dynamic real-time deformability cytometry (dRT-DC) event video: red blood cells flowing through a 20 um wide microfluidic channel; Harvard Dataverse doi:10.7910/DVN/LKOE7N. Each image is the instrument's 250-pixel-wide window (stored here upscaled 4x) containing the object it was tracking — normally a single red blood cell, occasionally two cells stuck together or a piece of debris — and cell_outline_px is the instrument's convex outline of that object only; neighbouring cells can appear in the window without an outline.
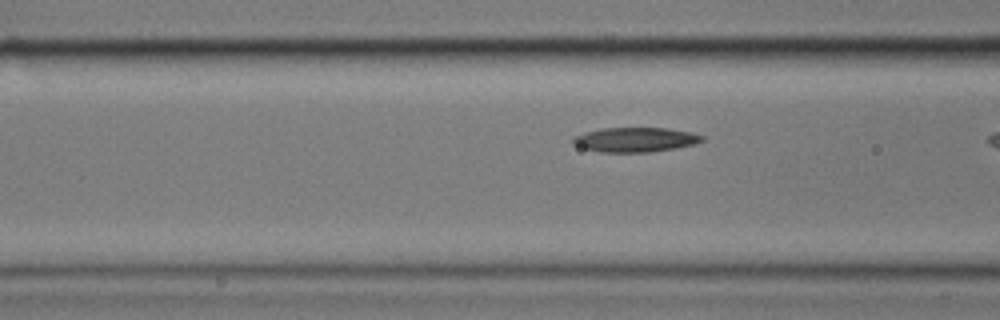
{"species": "common noctule bat (a hibernating species)", "species_latin": "Nyctalus noctula", "temperature_condition": "cold", "stored_images_in_passage": 9, "camera_frame_rate_fps": 3000, "um_per_image_px": 0.085, "animal": {"sex": "male", "body_mass_g": 17.9}, "frame": {"image": 1, "passage_image": 6, "time_ms": 1.667, "image_size_px": [1000, 320], "cell_outline_px": [[704, 140], [692, 144], [672, 148], [648, 152], [600, 152], [580, 148], [572, 144], [572, 136], [584, 132], [604, 128], [668, 128], [692, 132], [704, 136]], "centroid_in_image_um": [53.93, 11.87], "position_along_channel_um": 112.7, "area_um2": 18.5}}